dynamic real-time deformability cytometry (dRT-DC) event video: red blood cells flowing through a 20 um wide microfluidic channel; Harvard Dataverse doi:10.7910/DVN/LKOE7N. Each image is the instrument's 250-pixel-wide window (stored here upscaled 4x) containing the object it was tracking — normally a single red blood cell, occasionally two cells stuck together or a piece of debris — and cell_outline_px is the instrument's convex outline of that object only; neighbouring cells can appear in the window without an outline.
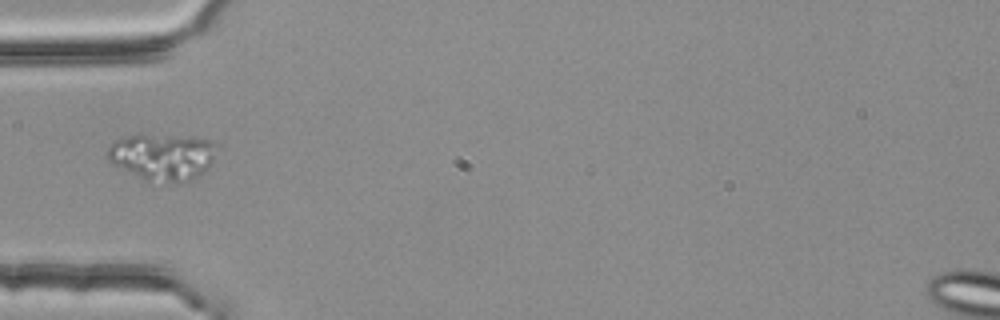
{"species": "common noctule bat (a hibernating species)", "species_latin": "Nyctalus noctula", "temperature_condition": "room temperature", "stored_images_in_passage": 1, "camera_frame_rate_fps": 3000, "um_per_image_px": 0.085, "animal": {"sex": "female", "body_mass_g": 25.1}, "frame": {"image": 1, "passage_image": 1, "time_ms": 0.0, "image_size_px": [1000, 320], "cell_outline_px": [[220, 144], [212, 160], [188, 184], [176, 184], [144, 180], [108, 160], [108, 148], [116, 140], [124, 136], [140, 132], [188, 136], [208, 140]], "centroid_in_image_um": [13.82, 13.29], "position_along_channel_um": 71.2, "area_um2": 30.35}}